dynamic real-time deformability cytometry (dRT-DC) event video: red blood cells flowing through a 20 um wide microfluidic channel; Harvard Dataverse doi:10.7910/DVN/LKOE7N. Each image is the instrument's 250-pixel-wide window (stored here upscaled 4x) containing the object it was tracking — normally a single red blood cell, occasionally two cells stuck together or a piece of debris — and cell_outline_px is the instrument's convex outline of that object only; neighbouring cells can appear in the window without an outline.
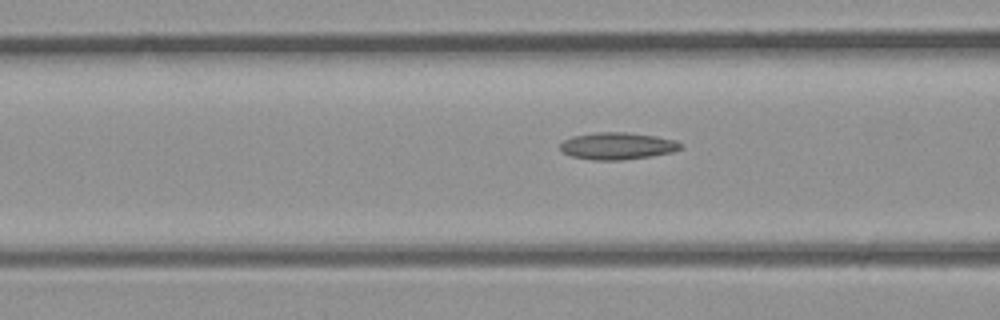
{"species": "common noctule bat (a hibernating species)", "species_latin": "Nyctalus noctula", "temperature_condition": "room temperature", "stored_images_in_passage": 4, "camera_frame_rate_fps": 3000, "um_per_image_px": 0.085, "animal": {"sex": "male", "body_mass_g": 23.1, "forearm_length_mm": 52.7}, "frame": {"image": 1, "passage_image": 4, "time_ms": 1.0, "image_size_px": [1000, 320], "cell_outline_px": [[684, 148], [672, 152], [652, 156], [620, 160], [592, 160], [572, 156], [560, 152], [560, 144], [564, 140], [572, 136], [596, 132], [624, 132], [656, 136], [676, 140]], "centroid_in_image_um": [52.46, 12.41], "position_along_channel_um": 114.1, "area_um2": 19.07}}